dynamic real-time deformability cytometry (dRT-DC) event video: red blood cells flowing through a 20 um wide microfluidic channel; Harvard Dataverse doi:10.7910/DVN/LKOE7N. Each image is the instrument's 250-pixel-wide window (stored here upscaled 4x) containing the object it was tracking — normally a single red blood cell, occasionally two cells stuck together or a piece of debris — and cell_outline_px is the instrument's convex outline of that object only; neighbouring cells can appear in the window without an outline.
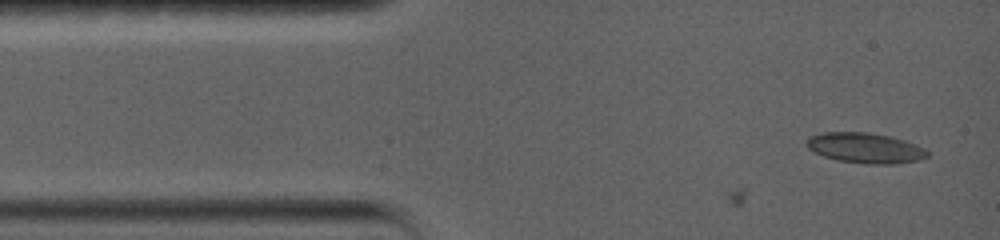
{"species": "common noctule bat (a hibernating species)", "species_latin": "Nyctalus noctula", "temperature_condition": "warm", "stored_images_in_passage": 6, "camera_frame_rate_fps": 5000, "um_per_image_px": 0.085, "animal": {"sex": "female", "body_mass_g": 19.0, "forearm_length_mm": 56.7}, "frame": {"image": 1, "passage_image": 6, "time_ms": 0.8, "image_size_px": [1000, 240], "cell_outline_px": [[928, 156], [920, 160], [892, 164], [864, 164], [836, 160], [824, 156], [808, 148], [804, 144], [804, 140], [808, 136], [824, 132], [868, 132], [888, 136], [904, 140], [916, 144], [924, 148], [928, 152]], "centroid_in_image_um": [73.51, 12.58], "position_along_channel_um": 11.5, "area_um2": 21.5}}